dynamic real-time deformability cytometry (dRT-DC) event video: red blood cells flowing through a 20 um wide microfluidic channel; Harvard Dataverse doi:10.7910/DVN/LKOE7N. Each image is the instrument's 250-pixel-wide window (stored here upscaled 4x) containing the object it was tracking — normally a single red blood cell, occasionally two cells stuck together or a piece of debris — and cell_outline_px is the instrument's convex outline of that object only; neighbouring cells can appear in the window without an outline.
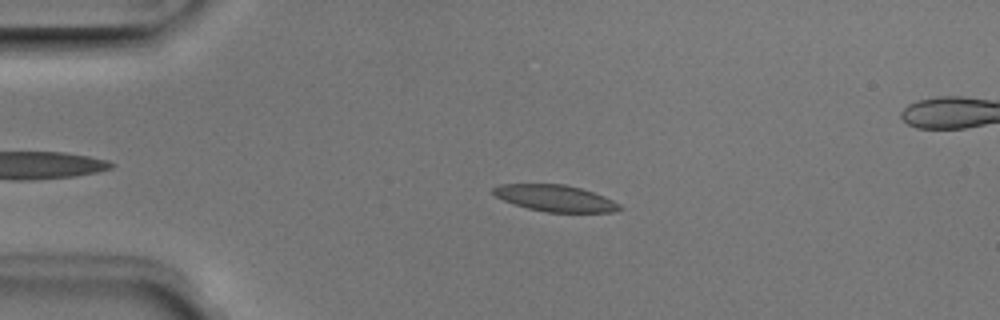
{"species": "Egyptian fruit bat (a non-hibernating species)", "species_latin": "Rousettus aegyptiacus", "temperature_condition": "room temperature", "stored_images_in_passage": 4, "camera_frame_rate_fps": 3000, "um_per_image_px": 0.085, "animal": {"sex": "male"}, "frame": {"image": 1, "passage_image": 3, "time_ms": 0.667, "image_size_px": [1000, 320], "cell_outline_px": [[624, 208], [612, 212], [548, 212], [528, 208], [504, 200], [496, 196], [492, 192], [492, 188], [500, 184], [564, 184], [580, 188], [604, 196], [620, 204]], "centroid_in_image_um": [47.21, 16.84], "position_along_channel_um": 37.8, "area_um2": 19.31}}